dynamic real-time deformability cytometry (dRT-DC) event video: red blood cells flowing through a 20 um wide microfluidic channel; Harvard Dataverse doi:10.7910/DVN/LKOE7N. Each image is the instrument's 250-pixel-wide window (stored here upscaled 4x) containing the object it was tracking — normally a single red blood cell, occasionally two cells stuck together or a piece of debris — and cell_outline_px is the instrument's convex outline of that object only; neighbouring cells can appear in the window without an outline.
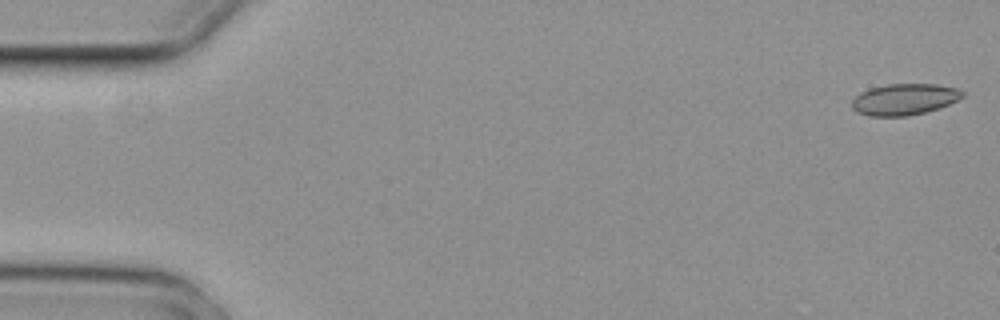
{"species": "common noctule bat (a hibernating species)", "species_latin": "Nyctalus noctula", "temperature_condition": "cold", "stored_images_in_passage": 2, "camera_frame_rate_fps": 3000, "um_per_image_px": 0.085, "animal": {"sex": "female", "body_mass_g": 29.2, "forearm_length_mm": 56.3}, "frame": {"image": 1, "passage_image": 2, "time_ms": 0.333, "image_size_px": [1000, 320], "cell_outline_px": [[964, 96], [940, 108], [908, 116], [868, 116], [856, 112], [852, 108], [852, 100], [860, 92], [868, 88], [888, 84], [936, 84], [956, 88], [964, 92]], "centroid_in_image_um": [76.84, 8.44], "position_along_channel_um": 8.2, "area_um2": 20.23}}